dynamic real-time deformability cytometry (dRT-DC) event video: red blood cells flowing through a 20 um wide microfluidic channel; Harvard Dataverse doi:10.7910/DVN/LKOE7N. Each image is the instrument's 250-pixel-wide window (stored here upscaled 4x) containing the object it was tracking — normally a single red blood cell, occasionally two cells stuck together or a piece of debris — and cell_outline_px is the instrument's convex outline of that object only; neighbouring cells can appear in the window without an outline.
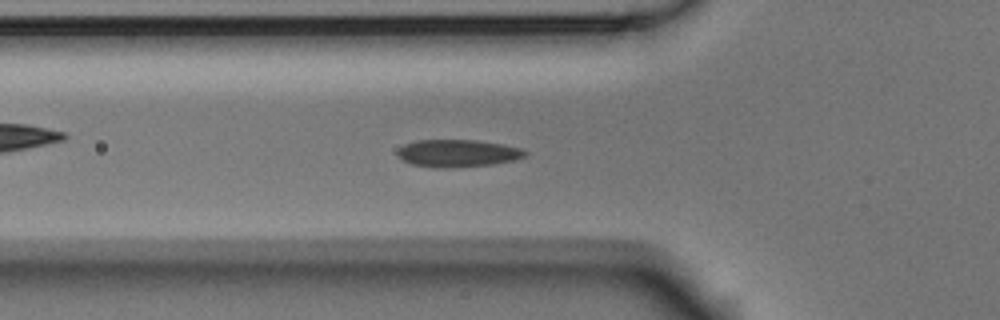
{"species": "Egyptian fruit bat (a non-hibernating species)", "species_latin": "Rousettus aegyptiacus", "temperature_condition": "room temperature", "stored_images_in_passage": 53, "camera_frame_rate_fps": 3000, "um_per_image_px": 0.085, "animal": {"sex": "male"}, "frame": {"image": 1, "passage_image": 17, "time_ms": 5.333, "image_size_px": [1000, 320], "cell_outline_px": [[528, 152], [524, 156], [512, 160], [492, 164], [444, 168], [432, 168], [412, 164], [400, 160], [396, 152], [404, 144], [416, 140], [476, 140], [500, 144], [520, 148]], "centroid_in_image_um": [38.82, 13.03], "position_along_channel_um": 87.0, "area_um2": 20.29}}
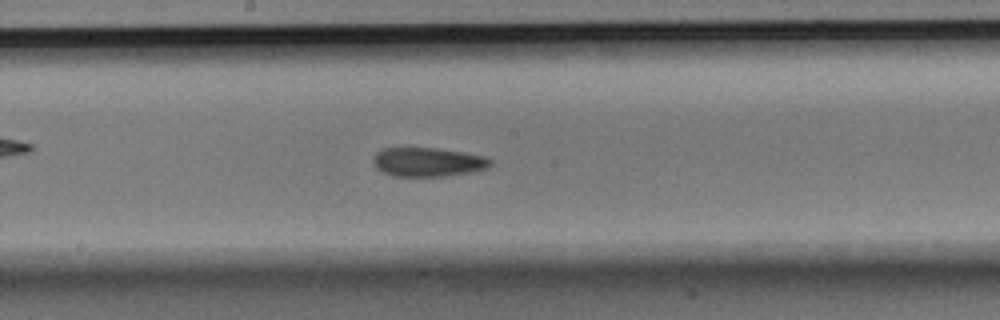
{"frame": {"image": 2, "passage_image": 27, "time_ms": 8.667, "image_size_px": [1000, 320], "cell_outline_px": [[492, 164], [488, 168], [468, 172], [444, 176], [392, 176], [376, 168], [372, 160], [372, 156], [376, 152], [384, 148], [436, 148], [464, 152], [484, 156], [492, 160]], "centroid_in_image_um": [36.35, 13.76], "position_along_channel_um": 211.9, "area_um2": 19.83}}
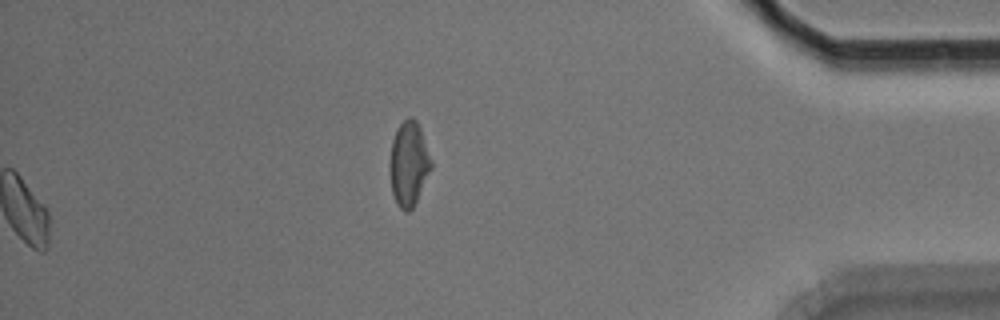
{"frame": {"image": 3, "passage_image": 53, "time_ms": 17.333, "image_size_px": [1000, 320], "cell_outline_px": [[432, 168], [412, 208], [408, 212], [404, 212], [396, 204], [392, 192], [388, 168], [388, 164], [392, 140], [400, 124], [408, 116], [412, 116], [416, 120], [420, 128], [432, 160]], "centroid_in_image_um": [34.72, 13.92], "position_along_channel_um": 400.5, "area_um2": 20.52}, "authors_computed_cell_mechanics": {"area_um2": 19.941, "velocity_mm_per_s": 3.7267, "shape_relaxation_time_tau1_ms": 5.7755, "shape_relaxation_time_tau2_ms": 3.273, "deformation_change_tau1": 0.0945, "deformation_change_tau2": 0.0843}}